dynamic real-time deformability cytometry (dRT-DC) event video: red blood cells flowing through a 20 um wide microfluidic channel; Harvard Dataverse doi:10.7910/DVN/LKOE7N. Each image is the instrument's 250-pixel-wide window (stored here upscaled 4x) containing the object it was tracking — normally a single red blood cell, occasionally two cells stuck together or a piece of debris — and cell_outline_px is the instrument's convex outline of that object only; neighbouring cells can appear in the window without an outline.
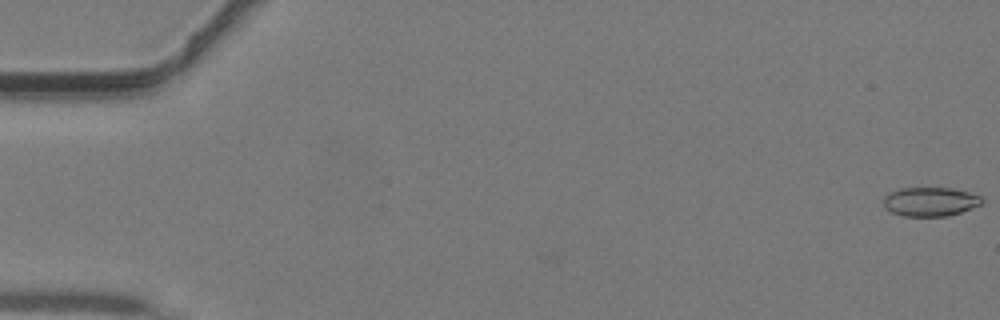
{"species": "common noctule bat (a hibernating species)", "species_latin": "Nyctalus noctula", "temperature_condition": "warm", "stored_images_in_passage": 45, "camera_frame_rate_fps": 3000, "um_per_image_px": 0.085, "animal": {"sex": "male", "body_mass_g": 19.2, "forearm_length_mm": 51.8}, "frame": {"image": 1, "passage_image": 1, "time_ms": 0.0, "image_size_px": [1000, 320], "cell_outline_px": [[984, 200], [980, 204], [960, 212], [948, 216], [904, 216], [892, 212], [884, 208], [884, 196], [888, 192], [900, 188], [952, 188], [968, 192], [980, 196]], "centroid_in_image_um": [79.03, 17.13], "position_along_channel_um": 6.0, "area_um2": 16.59}}
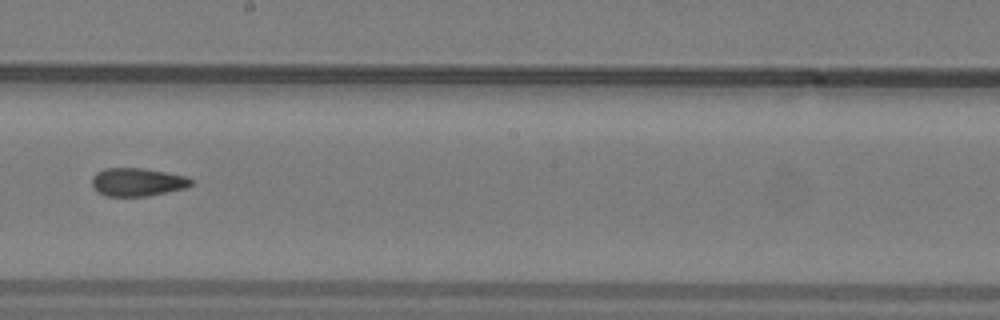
{"frame": {"image": 2, "passage_image": 26, "time_ms": 8.333, "image_size_px": [1000, 320], "cell_outline_px": [[192, 184], [184, 188], [148, 196], [108, 196], [92, 188], [92, 176], [96, 172], [104, 168], [144, 168], [188, 176], [192, 180]], "centroid_in_image_um": [11.66, 15.46], "position_along_channel_um": 236.5, "area_um2": 16.3}}
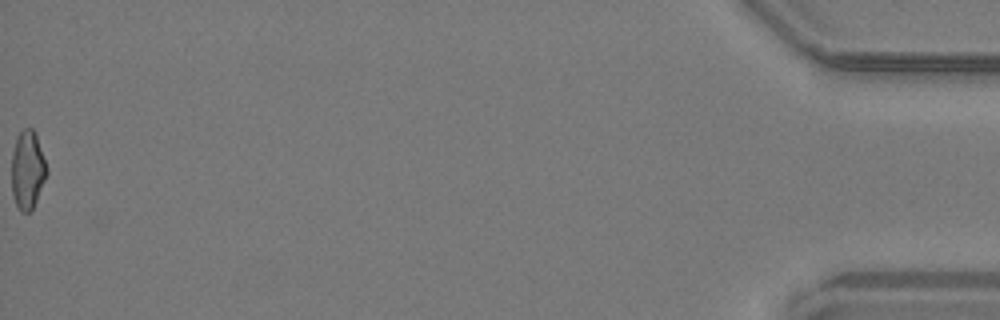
{"frame": {"image": 3, "passage_image": 45, "time_ms": 14.667, "image_size_px": [1000, 320], "cell_outline_px": [[48, 172], [36, 200], [32, 208], [28, 212], [20, 212], [12, 196], [12, 152], [16, 136], [24, 128], [32, 128], [36, 136], [48, 168]], "centroid_in_image_um": [2.33, 14.44], "position_along_channel_um": 432.9, "area_um2": 15.95}}